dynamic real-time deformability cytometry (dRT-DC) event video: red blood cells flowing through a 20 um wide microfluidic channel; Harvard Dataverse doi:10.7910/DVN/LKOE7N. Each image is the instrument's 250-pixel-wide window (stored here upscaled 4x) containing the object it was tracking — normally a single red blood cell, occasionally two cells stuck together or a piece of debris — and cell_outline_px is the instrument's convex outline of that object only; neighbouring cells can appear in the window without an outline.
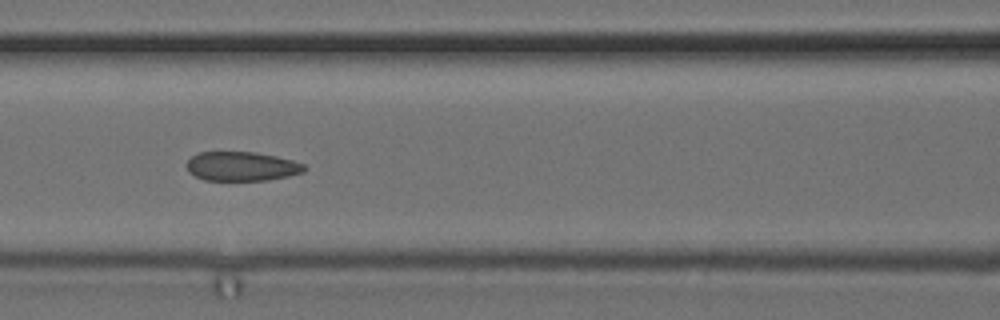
{"species": "common noctule bat (a hibernating species)", "species_latin": "Nyctalus noctula", "temperature_condition": "cold", "stored_images_in_passage": 9, "camera_frame_rate_fps": 3000, "um_per_image_px": 0.085, "animal": {"sex": "female", "body_mass_g": 24.6, "forearm_length_mm": 56.2}, "frame": {"image": 1, "passage_image": 6, "time_ms": 1.667, "image_size_px": [1000, 320], "cell_outline_px": [[308, 168], [304, 172], [288, 176], [268, 180], [204, 180], [188, 172], [188, 160], [192, 156], [200, 152], [256, 152], [276, 156], [292, 160], [304, 164]], "centroid_in_image_um": [20.58, 14.14], "position_along_channel_um": 146.0, "area_um2": 20.0}}
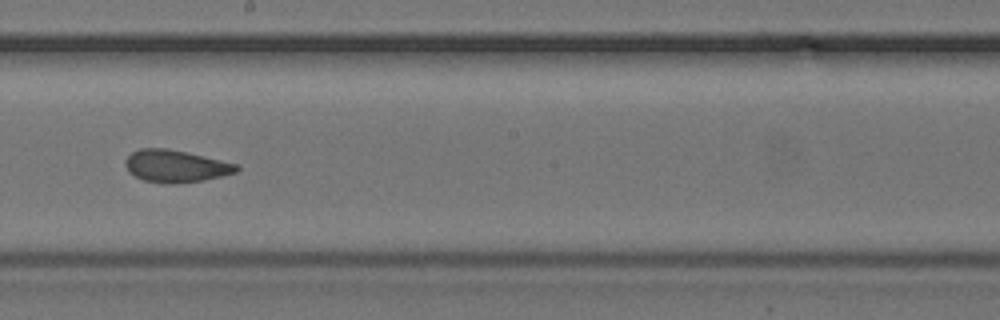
{"frame": {"image": 2, "passage_image": 8, "time_ms": 2.333, "image_size_px": [1000, 320], "cell_outline_px": [[240, 168], [236, 172], [204, 180], [172, 184], [168, 184], [144, 180], [128, 172], [124, 164], [124, 160], [132, 152], [140, 148], [168, 148], [240, 164]], "centroid_in_image_um": [14.93, 14.11], "position_along_channel_um": 233.3, "area_um2": 20.98}}
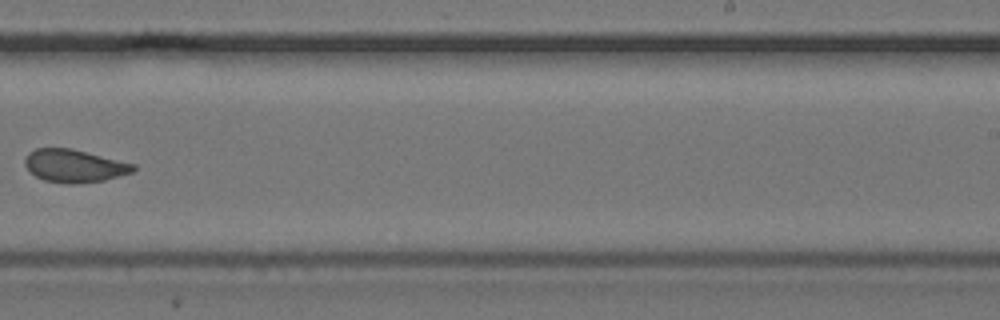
{"frame": {"image": 3, "passage_image": 9, "time_ms": 2.667, "image_size_px": [1000, 320], "cell_outline_px": [[136, 168], [132, 172], [104, 180], [72, 184], [68, 184], [44, 180], [36, 176], [24, 164], [24, 160], [28, 152], [36, 148], [72, 148], [136, 164]], "centroid_in_image_um": [6.32, 14.08], "position_along_channel_um": 282.7, "area_um2": 20.69}}